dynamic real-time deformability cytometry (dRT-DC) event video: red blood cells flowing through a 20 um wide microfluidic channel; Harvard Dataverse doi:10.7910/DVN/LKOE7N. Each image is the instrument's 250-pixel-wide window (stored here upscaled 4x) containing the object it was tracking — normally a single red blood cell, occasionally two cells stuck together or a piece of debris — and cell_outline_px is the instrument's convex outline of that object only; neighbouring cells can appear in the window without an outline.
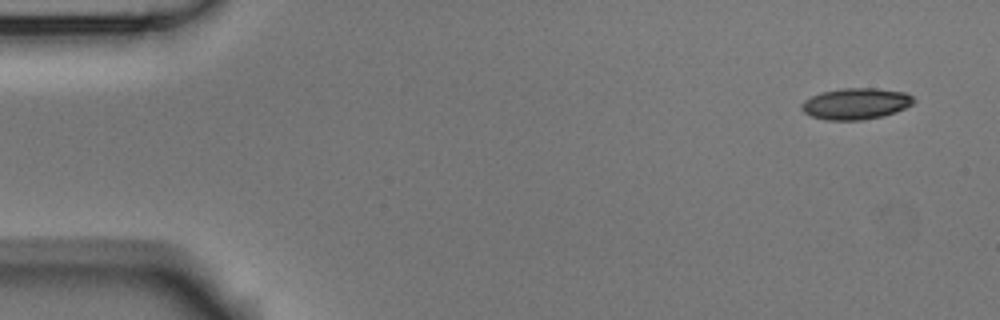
{"species": "Egyptian fruit bat (a non-hibernating species)", "species_latin": "Rousettus aegyptiacus", "temperature_condition": "room temperature", "stored_images_in_passage": 3, "camera_frame_rate_fps": 3000, "um_per_image_px": 0.085, "animal": {"sex": "male"}, "frame": {"image": 1, "passage_image": 1, "time_ms": 0.0, "image_size_px": [1000, 320], "cell_outline_px": [[916, 100], [912, 104], [896, 112], [884, 116], [860, 120], [824, 120], [812, 116], [804, 112], [800, 108], [800, 104], [804, 100], [820, 92], [840, 88], [876, 88], [904, 92], [912, 96]], "centroid_in_image_um": [72.73, 8.81], "position_along_channel_um": 12.3, "area_um2": 20.58}}